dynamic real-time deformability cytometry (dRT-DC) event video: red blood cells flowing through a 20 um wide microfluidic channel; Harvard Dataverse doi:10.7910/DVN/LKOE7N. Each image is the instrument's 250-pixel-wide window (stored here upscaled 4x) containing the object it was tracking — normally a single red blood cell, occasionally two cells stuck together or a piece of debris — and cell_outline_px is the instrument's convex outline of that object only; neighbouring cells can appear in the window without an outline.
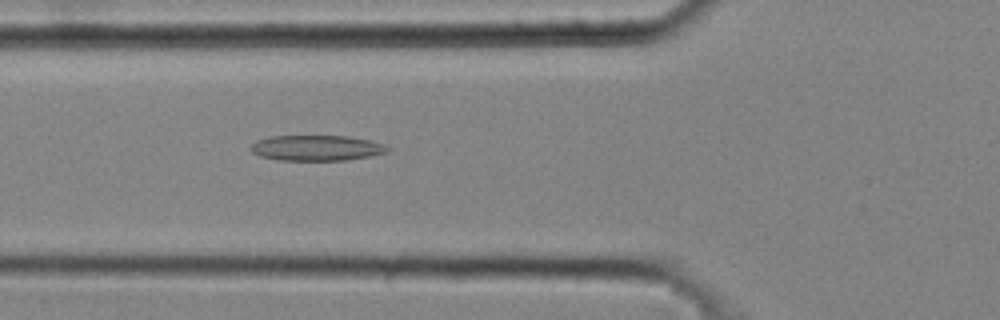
{"species": "common noctule bat (a hibernating species)", "species_latin": "Nyctalus noctula", "temperature_condition": "cold", "stored_images_in_passage": 41, "camera_frame_rate_fps": 3000, "um_per_image_px": 0.085, "animal": {"sex": "male", "body_mass_g": 20.4}, "frame": {"image": 1, "passage_image": 16, "time_ms": 5.0, "image_size_px": [1000, 320], "cell_outline_px": [[392, 148], [388, 152], [368, 156], [344, 160], [280, 160], [260, 156], [252, 152], [248, 148], [256, 140], [268, 136], [348, 136], [368, 140], [384, 144]], "centroid_in_image_um": [26.88, 12.57], "position_along_channel_um": 98.9, "area_um2": 20.35}}
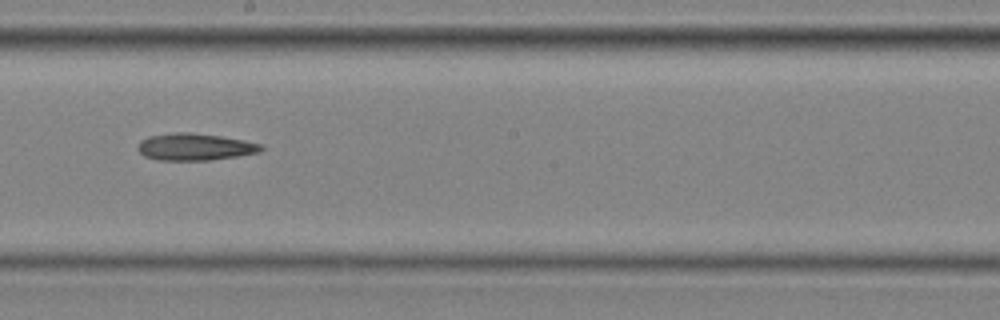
{"frame": {"image": 2, "passage_image": 25, "time_ms": 8.0, "image_size_px": [1000, 320], "cell_outline_px": [[264, 148], [260, 152], [236, 156], [208, 160], [156, 160], [144, 156], [136, 148], [140, 140], [148, 136], [176, 132], [192, 132], [220, 136], [244, 140], [260, 144]], "centroid_in_image_um": [16.52, 12.48], "position_along_channel_um": 231.7, "area_um2": 19.42}}
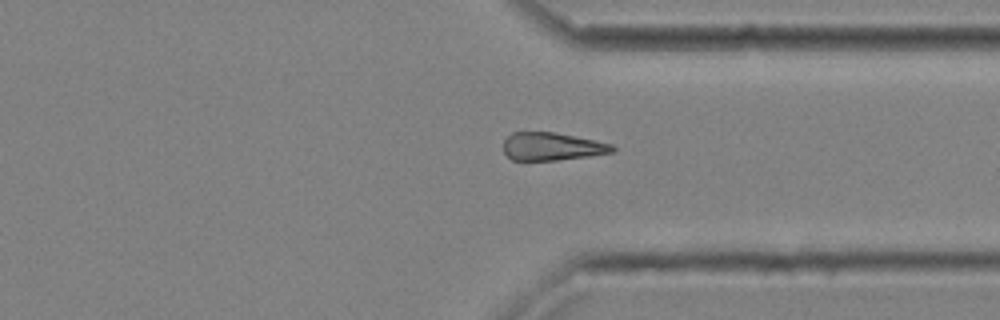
{"frame": {"image": 3, "passage_image": 34, "time_ms": 11.0, "image_size_px": [1000, 320], "cell_outline_px": [[616, 148], [612, 152], [592, 156], [556, 160], [512, 160], [504, 152], [504, 140], [512, 132], [556, 132], [596, 140], [612, 144]], "centroid_in_image_um": [46.94, 12.45], "position_along_channel_um": 364.5, "area_um2": 17.8}}